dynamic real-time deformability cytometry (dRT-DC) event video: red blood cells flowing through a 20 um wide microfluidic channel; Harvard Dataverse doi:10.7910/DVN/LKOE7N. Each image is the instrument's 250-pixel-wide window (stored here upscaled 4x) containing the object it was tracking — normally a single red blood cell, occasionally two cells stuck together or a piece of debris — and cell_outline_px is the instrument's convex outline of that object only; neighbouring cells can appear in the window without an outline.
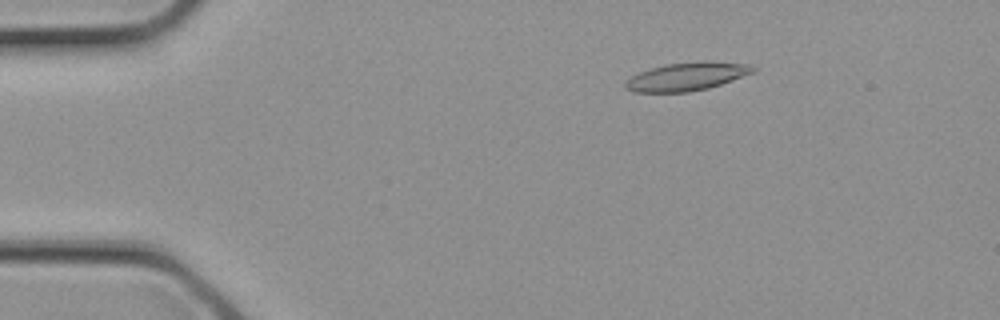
{"species": "common noctule bat (a hibernating species)", "species_latin": "Nyctalus noctula", "temperature_condition": "cold", "stored_images_in_passage": 4, "camera_frame_rate_fps": 3000, "um_per_image_px": 0.085, "animal": {"sex": "female", "body_mass_g": 21.9}, "frame": {"image": 1, "passage_image": 2, "time_ms": 0.333, "image_size_px": [1000, 320], "cell_outline_px": [[756, 72], [708, 88], [688, 92], [632, 92], [624, 88], [624, 80], [640, 72], [664, 64], [704, 60], [748, 64], [756, 68]], "centroid_in_image_um": [58.37, 6.5], "position_along_channel_um": 26.6, "area_um2": 21.15}}
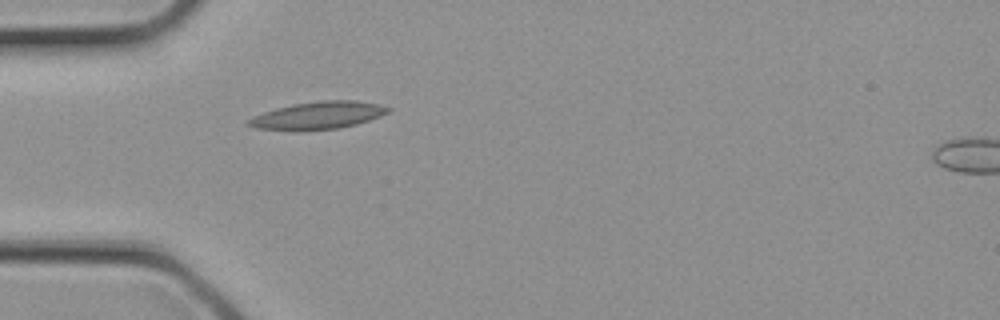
{"frame": {"image": 2, "passage_image": 3, "time_ms": 0.667, "image_size_px": [1000, 320], "cell_outline_px": [[392, 108], [388, 112], [380, 116], [356, 124], [340, 128], [256, 128], [248, 124], [248, 120], [264, 112], [276, 108], [292, 104], [324, 100], [356, 100], [380, 104]], "centroid_in_image_um": [27.15, 9.75], "position_along_channel_um": 57.9, "area_um2": 21.33}}